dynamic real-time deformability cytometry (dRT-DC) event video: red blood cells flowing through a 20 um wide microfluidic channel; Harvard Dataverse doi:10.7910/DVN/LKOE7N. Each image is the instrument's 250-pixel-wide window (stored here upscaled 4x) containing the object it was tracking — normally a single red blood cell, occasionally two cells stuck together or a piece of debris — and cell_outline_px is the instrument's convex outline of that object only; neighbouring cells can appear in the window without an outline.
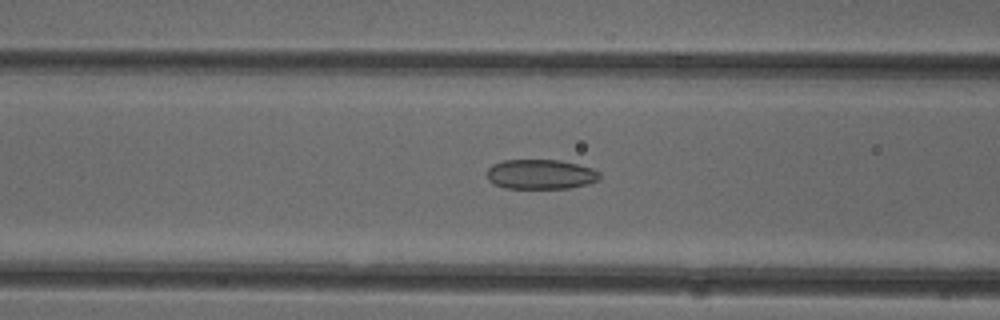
{"species": "common noctule bat (a hibernating species)", "species_latin": "Nyctalus noctula", "temperature_condition": "cold", "stored_images_in_passage": 50, "camera_frame_rate_fps": 3000, "um_per_image_px": 0.085, "animal": {"sex": "female"}, "frame": {"image": 1, "passage_image": 19, "time_ms": 6.0, "image_size_px": [1000, 320], "cell_outline_px": [[600, 176], [596, 180], [588, 184], [568, 188], [504, 188], [492, 184], [488, 180], [488, 168], [492, 164], [504, 160], [560, 160], [592, 168], [600, 172]], "centroid_in_image_um": [45.92, 14.81], "position_along_channel_um": 120.7, "area_um2": 19.54}}
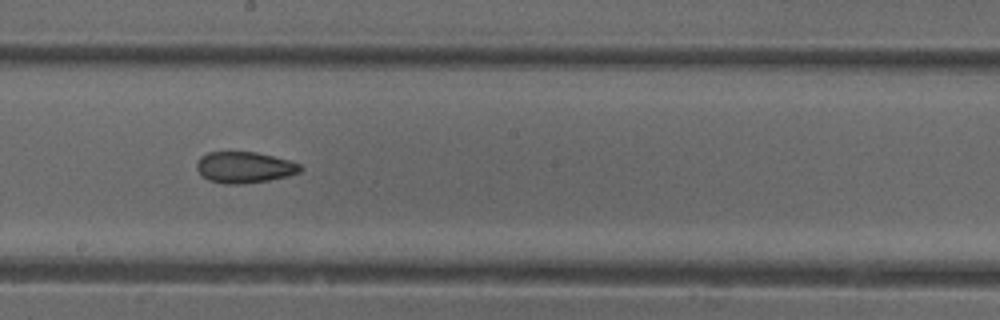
{"frame": {"image": 2, "passage_image": 27, "time_ms": 8.667, "image_size_px": [1000, 320], "cell_outline_px": [[304, 168], [300, 172], [288, 176], [268, 180], [240, 184], [224, 184], [208, 180], [196, 168], [196, 164], [200, 156], [208, 152], [256, 152], [288, 160], [300, 164]], "centroid_in_image_um": [20.78, 14.22], "position_along_channel_um": 227.4, "area_um2": 18.79}}
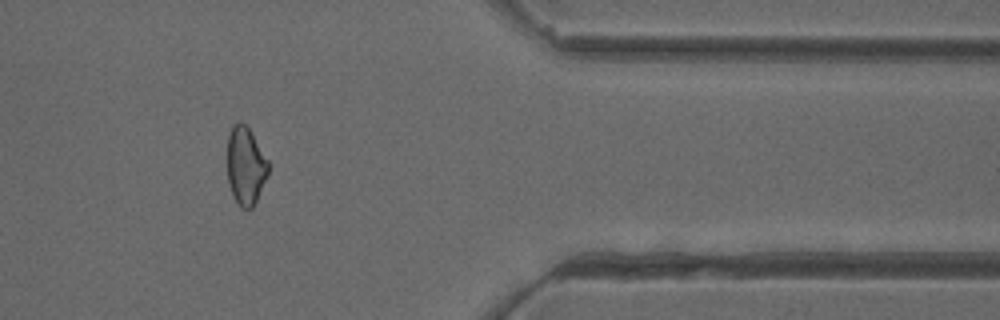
{"frame": {"image": 3, "passage_image": 41, "time_ms": 13.333, "image_size_px": [1000, 320], "cell_outline_px": [[268, 172], [256, 200], [252, 208], [240, 208], [232, 196], [228, 184], [228, 132], [232, 124], [244, 124], [248, 128], [268, 160]], "centroid_in_image_um": [20.85, 14.12], "position_along_channel_um": 390.6, "area_um2": 18.32}, "authors_computed_cell_mechanics": {"area_um2": 20.0855, "velocity_mm_per_s": 3.9966, "shape_relaxation_time_tau1_ms": null, "shape_relaxation_time_tau2_ms": 2.6327, "deformation_change_tau1": null, "deformation_change_tau2": 0.0946}}